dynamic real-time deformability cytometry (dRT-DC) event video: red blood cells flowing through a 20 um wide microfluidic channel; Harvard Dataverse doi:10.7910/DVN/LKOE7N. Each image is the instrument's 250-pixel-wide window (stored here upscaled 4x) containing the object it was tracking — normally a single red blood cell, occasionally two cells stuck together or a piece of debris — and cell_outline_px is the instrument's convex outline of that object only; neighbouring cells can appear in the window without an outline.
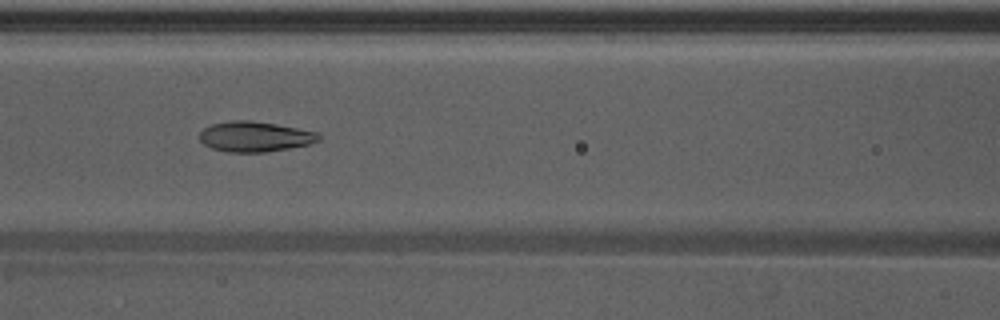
{"species": "Egyptian fruit bat (a non-hibernating species)", "species_latin": "Rousettus aegyptiacus", "temperature_condition": "warm", "stored_images_in_passage": 52, "camera_frame_rate_fps": 3000, "um_per_image_px": 0.085, "animal": {"sex": "male"}, "frame": {"image": 1, "passage_image": 22, "time_ms": 7.0, "image_size_px": [1000, 320], "cell_outline_px": [[320, 140], [308, 144], [288, 148], [264, 152], [228, 152], [212, 148], [204, 144], [200, 140], [200, 132], [204, 128], [212, 124], [232, 120], [248, 120], [276, 124], [316, 132], [320, 136]], "centroid_in_image_um": [21.64, 11.61], "position_along_channel_um": 145.0, "area_um2": 20.75}}
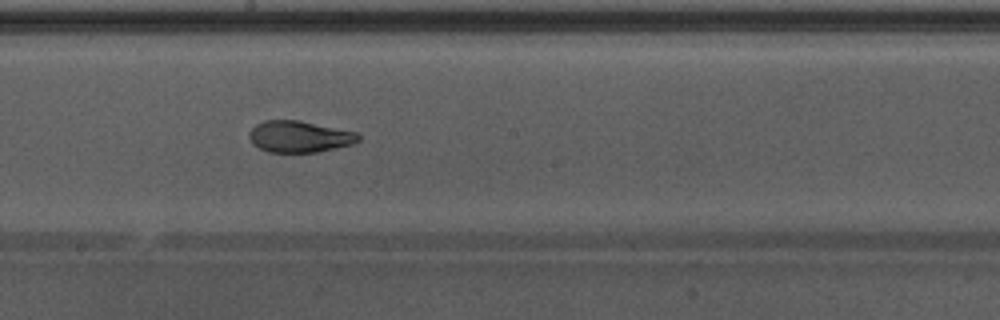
{"frame": {"image": 2, "passage_image": 28, "time_ms": 9.0, "image_size_px": [1000, 320], "cell_outline_px": [[360, 140], [352, 144], [316, 152], [268, 152], [252, 144], [248, 136], [248, 132], [256, 124], [264, 120], [300, 120], [356, 132], [360, 136]], "centroid_in_image_um": [25.41, 11.6], "position_along_channel_um": 222.8, "area_um2": 20.06}}
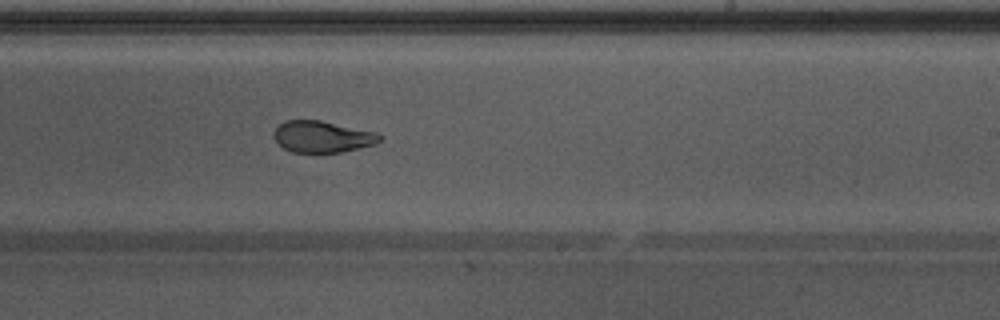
{"frame": {"image": 3, "passage_image": 31, "time_ms": 10.0, "image_size_px": [1000, 320], "cell_outline_px": [[380, 140], [376, 144], [340, 152], [292, 152], [284, 148], [272, 136], [272, 132], [284, 120], [320, 120], [376, 132], [380, 136]], "centroid_in_image_um": [27.36, 11.61], "position_along_channel_um": 261.6, "area_um2": 19.31}, "authors_computed_cell_mechanics": {"area_um2": 21.7906, "velocity_mm_per_s": 3.9055, "shape_relaxation_time_tau1_ms": 6.9507, "shape_relaxation_time_tau2_ms": 1.8506, "deformation_change_tau1": 0.2086, "deformation_change_tau2": 0.065}}